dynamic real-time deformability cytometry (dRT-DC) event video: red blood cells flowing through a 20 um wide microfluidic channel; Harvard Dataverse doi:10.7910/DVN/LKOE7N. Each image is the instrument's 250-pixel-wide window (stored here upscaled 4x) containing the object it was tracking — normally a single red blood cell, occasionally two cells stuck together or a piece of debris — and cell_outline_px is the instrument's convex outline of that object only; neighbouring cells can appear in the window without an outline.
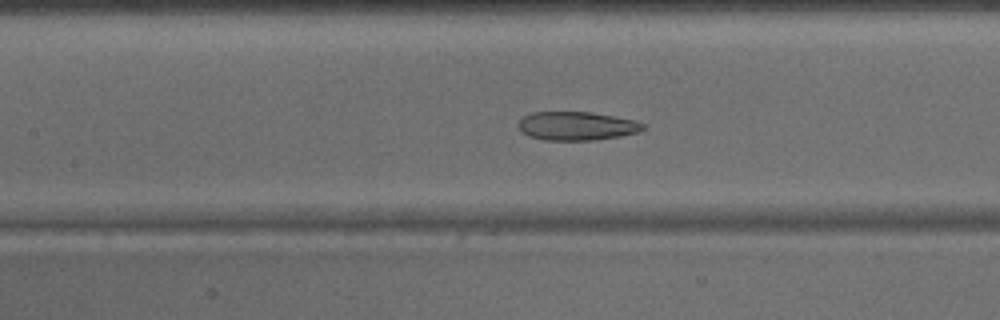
{"species": "common noctule bat (a hibernating species)", "species_latin": "Nyctalus noctula", "temperature_condition": "warm", "stored_images_in_passage": 46, "camera_frame_rate_fps": 3000, "um_per_image_px": 0.085, "animal": {"sex": "male", "body_mass_g": 15.6}, "frame": {"image": 1, "passage_image": 21, "time_ms": 6.667, "image_size_px": [1000, 320], "cell_outline_px": [[648, 124], [640, 132], [620, 136], [596, 140], [544, 140], [528, 136], [520, 132], [516, 124], [524, 116], [532, 112], [588, 112], [636, 120]], "centroid_in_image_um": [49.02, 10.71], "position_along_channel_um": 158.4, "area_um2": 21.04}}
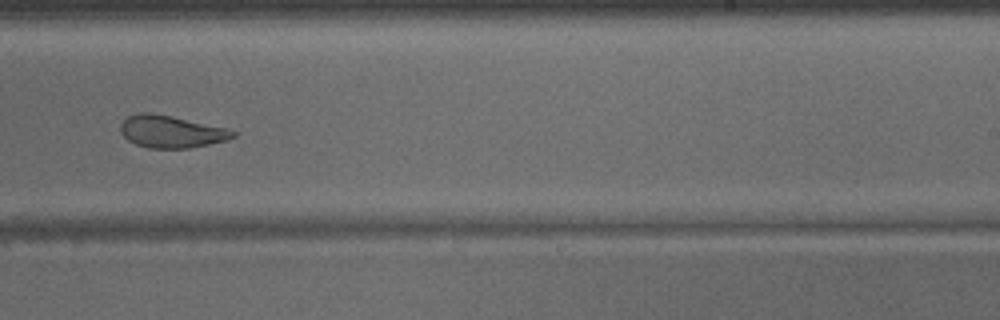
{"frame": {"image": 2, "passage_image": 29, "time_ms": 9.333, "image_size_px": [1000, 320], "cell_outline_px": [[236, 136], [228, 140], [188, 148], [148, 148], [136, 144], [128, 140], [120, 132], [120, 124], [128, 116], [140, 112], [148, 112], [172, 116], [224, 128], [236, 132]], "centroid_in_image_um": [14.52, 11.19], "position_along_channel_um": 274.5, "area_um2": 20.92}}
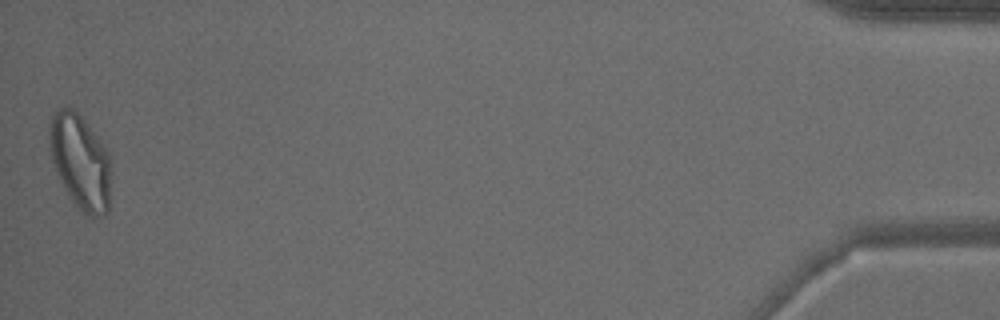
{"frame": {"image": 3, "passage_image": 46, "time_ms": 15.0, "image_size_px": [1000, 320], "cell_outline_px": [[112, 156], [108, 212], [104, 216], [88, 216], [68, 196], [64, 188], [52, 160], [48, 148], [48, 136], [52, 116], [60, 108], [68, 104], [84, 120], [100, 140]], "centroid_in_image_um": [6.85, 13.73], "position_along_channel_um": 428.4, "area_um2": 34.28}}